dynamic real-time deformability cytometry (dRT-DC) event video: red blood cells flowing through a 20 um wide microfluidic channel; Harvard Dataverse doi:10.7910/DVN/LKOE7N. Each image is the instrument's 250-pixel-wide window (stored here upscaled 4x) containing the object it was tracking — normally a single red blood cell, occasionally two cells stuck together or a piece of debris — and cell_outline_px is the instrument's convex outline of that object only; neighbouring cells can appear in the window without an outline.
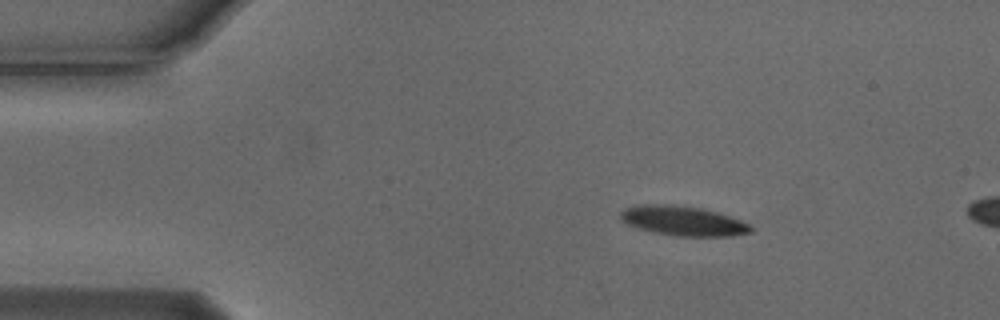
{"species": "Egyptian fruit bat (a non-hibernating species)", "species_latin": "Rousettus aegyptiacus", "temperature_condition": "cold", "stored_images_in_passage": 6, "camera_frame_rate_fps": 3000, "um_per_image_px": 0.085, "animal": {"sex": "male"}, "frame": {"image": 1, "passage_image": 1, "time_ms": 0.0, "image_size_px": [1000, 320], "cell_outline_px": [[756, 228], [752, 232], [732, 236], [676, 236], [652, 232], [636, 228], [620, 220], [620, 212], [624, 208], [640, 204], [676, 204], [700, 208], [716, 212], [740, 220]], "centroid_in_image_um": [58.03, 18.77], "position_along_channel_um": 27.0, "area_um2": 22.72}}